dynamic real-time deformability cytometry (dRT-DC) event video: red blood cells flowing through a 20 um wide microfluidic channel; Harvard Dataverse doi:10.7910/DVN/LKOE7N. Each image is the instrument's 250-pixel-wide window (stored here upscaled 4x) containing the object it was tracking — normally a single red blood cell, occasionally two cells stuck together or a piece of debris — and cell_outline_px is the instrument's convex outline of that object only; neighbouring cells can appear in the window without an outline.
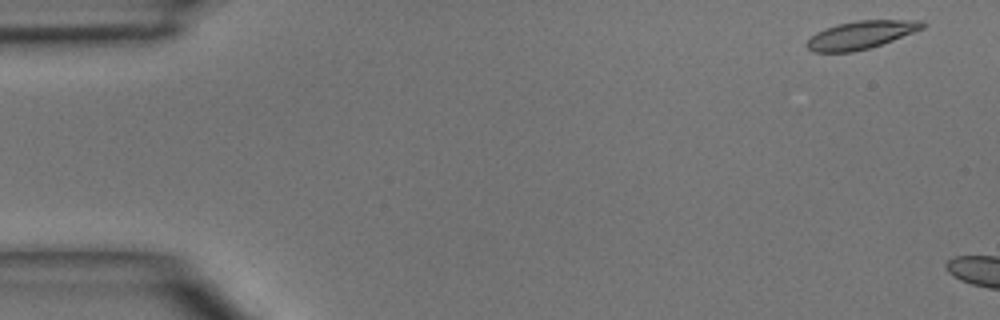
{"species": "common noctule bat (a hibernating species)", "species_latin": "Nyctalus noctula", "temperature_condition": "room temperature", "stored_images_in_passage": 2, "camera_frame_rate_fps": 3000, "um_per_image_px": 0.085, "animal": {"sex": "male", "body_mass_g": 15.6}, "frame": {"image": 1, "passage_image": 1, "time_ms": 0.0, "image_size_px": [1000, 320], "cell_outline_px": [[928, 24], [924, 28], [892, 40], [868, 48], [852, 52], [812, 52], [808, 48], [808, 40], [816, 32], [824, 28], [836, 24], [856, 20], [920, 20]], "centroid_in_image_um": [73.18, 2.95], "position_along_channel_um": 11.8, "area_um2": 18.73}}